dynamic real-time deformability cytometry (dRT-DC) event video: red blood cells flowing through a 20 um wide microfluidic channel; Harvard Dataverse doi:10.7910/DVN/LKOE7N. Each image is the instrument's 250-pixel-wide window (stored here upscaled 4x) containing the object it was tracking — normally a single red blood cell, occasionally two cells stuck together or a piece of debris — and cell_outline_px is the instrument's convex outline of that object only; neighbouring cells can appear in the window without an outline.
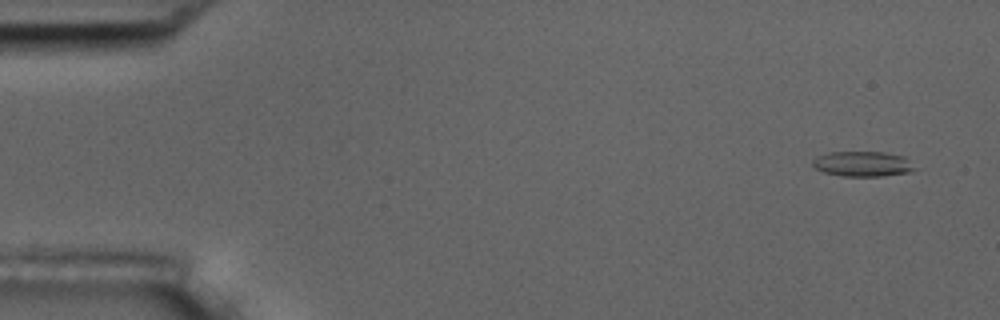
{"species": "common noctule bat (a hibernating species)", "species_latin": "Nyctalus noctula", "temperature_condition": "room temperature", "stored_images_in_passage": 4, "camera_frame_rate_fps": 3000, "um_per_image_px": 0.085, "animal": {"sex": "male", "body_mass_g": 17.5, "forearm_length_mm": 52.3}, "frame": {"image": 1, "passage_image": 1, "time_ms": 0.0, "image_size_px": [1000, 320], "cell_outline_px": [[916, 168], [912, 172], [880, 176], [844, 176], [824, 172], [816, 168], [812, 164], [812, 160], [816, 156], [828, 152], [884, 152], [904, 156]], "centroid_in_image_um": [73.32, 13.93], "position_along_channel_um": 11.7, "area_um2": 14.97}}
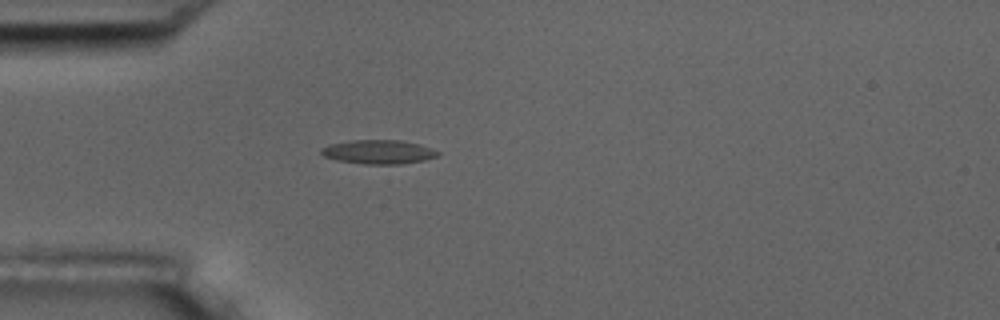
{"frame": {"image": 2, "passage_image": 4, "time_ms": 1.0, "image_size_px": [1000, 320], "cell_outline_px": [[440, 152], [436, 156], [424, 160], [404, 164], [364, 164], [336, 160], [324, 156], [320, 152], [320, 148], [328, 144], [352, 140], [400, 140], [420, 144]], "centroid_in_image_um": [32.14, 12.91], "position_along_channel_um": 52.9, "area_um2": 16.36}}